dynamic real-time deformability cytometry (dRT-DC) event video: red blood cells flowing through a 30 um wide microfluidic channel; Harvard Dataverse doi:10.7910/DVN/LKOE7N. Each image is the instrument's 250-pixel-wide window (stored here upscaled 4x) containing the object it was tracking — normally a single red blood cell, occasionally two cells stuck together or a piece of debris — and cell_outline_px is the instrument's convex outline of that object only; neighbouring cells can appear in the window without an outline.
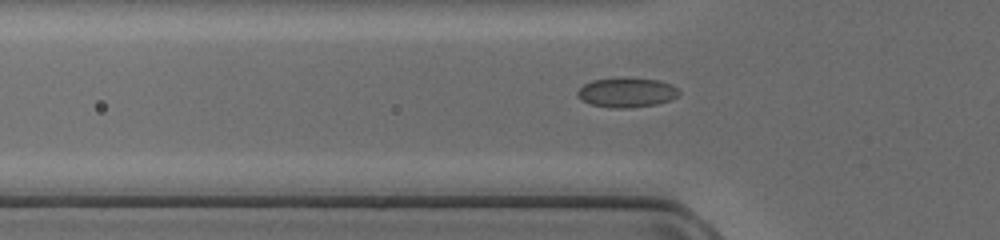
{"species": "common noctule bat (a hibernating species)", "species_latin": "Nyctalus noctula", "temperature_condition": "cold", "stored_images_in_passage": 32, "segment_of_instrument_passage": [1, 2], "camera_frame_rate_fps": 3000, "um_per_image_px": 0.085, "animal": {"sex": "female", "body_mass_g": 17.0, "forearm_length_mm": 48.0}, "frame": {"image": 1, "passage_image": 4, "time_ms": 1.0, "image_size_px": [1000, 240], "cell_outline_px": [[680, 92], [676, 96], [668, 100], [656, 104], [628, 108], [616, 108], [592, 104], [584, 100], [576, 92], [584, 84], [592, 80], [656, 80], [672, 84]], "centroid_in_image_um": [53.29, 7.89], "position_along_channel_um": 72.5, "area_um2": 16.47}}
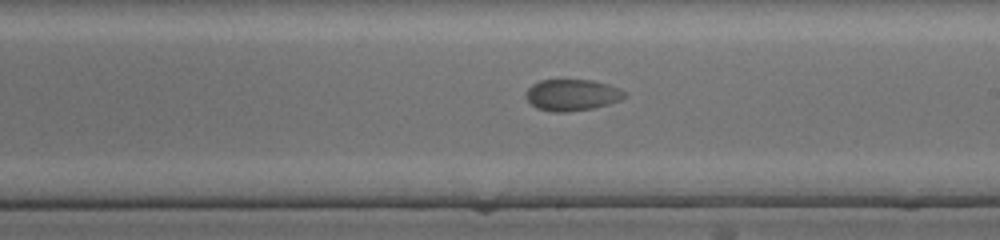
{"frame": {"image": 2, "passage_image": 16, "time_ms": 5.0, "image_size_px": [1000, 240], "cell_outline_px": [[624, 96], [620, 100], [608, 104], [592, 108], [568, 112], [552, 112], [536, 108], [528, 100], [528, 88], [532, 84], [540, 80], [592, 80], [608, 84], [620, 88], [624, 92]], "centroid_in_image_um": [48.63, 8.07], "position_along_channel_um": 240.4, "area_um2": 17.86}}
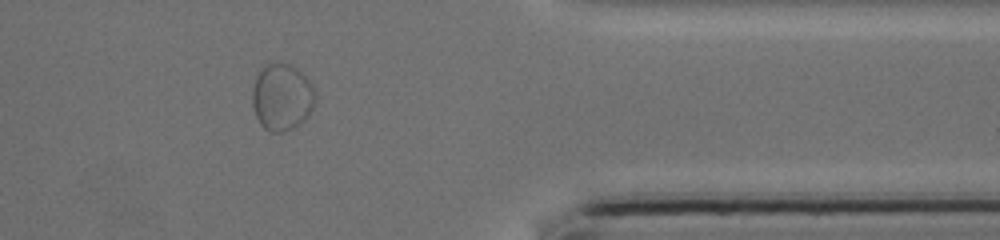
{"frame": {"image": 3, "passage_image": 28, "time_ms": 9.0, "image_size_px": [1000, 240], "cell_outline_px": [[316, 100], [312, 108], [304, 120], [292, 128], [284, 132], [272, 132], [264, 128], [260, 124], [256, 116], [252, 104], [252, 92], [256, 76], [268, 64], [292, 64], [312, 84], [316, 96]], "centroid_in_image_um": [23.96, 8.28], "position_along_channel_um": 387.4, "area_um2": 24.22}}